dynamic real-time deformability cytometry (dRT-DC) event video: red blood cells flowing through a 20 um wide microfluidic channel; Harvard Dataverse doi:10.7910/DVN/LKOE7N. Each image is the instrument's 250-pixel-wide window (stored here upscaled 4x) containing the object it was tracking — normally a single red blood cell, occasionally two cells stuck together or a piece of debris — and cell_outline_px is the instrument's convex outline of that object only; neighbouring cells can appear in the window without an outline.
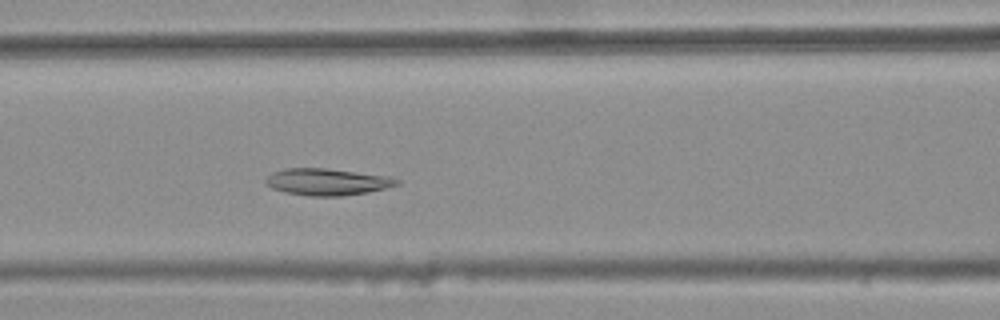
{"species": "common noctule bat (a hibernating species)", "species_latin": "Nyctalus noctula", "temperature_condition": "warm", "stored_images_in_passage": 39, "camera_frame_rate_fps": 3000, "um_per_image_px": 0.085, "animal": {"sex": "female", "body_mass_g": 25.1}, "frame": {"image": 1, "passage_image": 20, "time_ms": 6.333, "image_size_px": [1000, 320], "cell_outline_px": [[400, 184], [368, 192], [344, 196], [308, 196], [284, 192], [272, 188], [264, 180], [272, 172], [284, 168], [324, 168], [392, 176], [400, 180]], "centroid_in_image_um": [27.83, 15.46], "position_along_channel_um": 138.8, "area_um2": 20.58}}
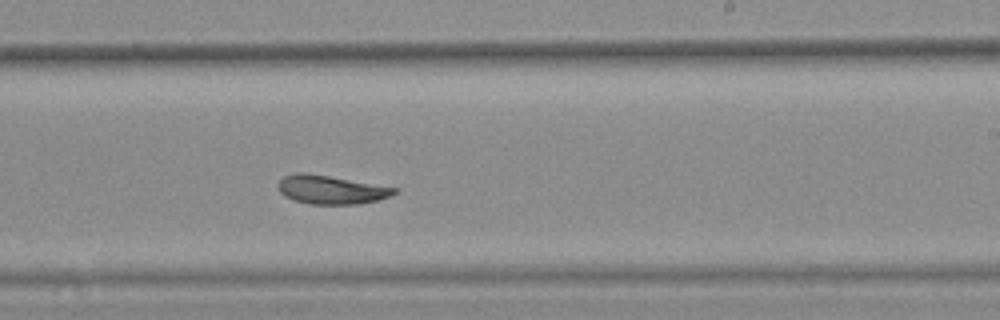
{"frame": {"image": 2, "passage_image": 30, "time_ms": 9.667, "image_size_px": [1000, 320], "cell_outline_px": [[400, 188], [392, 196], [380, 200], [360, 204], [308, 204], [292, 200], [284, 196], [280, 192], [276, 184], [284, 176], [296, 172], [304, 172]], "centroid_in_image_um": [28.14, 16.13], "position_along_channel_um": 260.9, "area_um2": 19.65}}
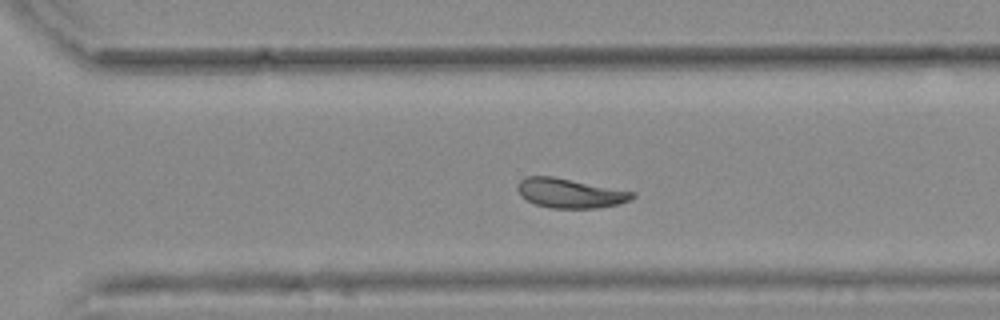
{"frame": {"image": 3, "passage_image": 35, "time_ms": 11.333, "image_size_px": [1000, 320], "cell_outline_px": [[636, 196], [620, 204], [596, 208], [552, 208], [536, 204], [520, 196], [516, 188], [516, 184], [524, 176], [552, 176], [636, 192]], "centroid_in_image_um": [48.43, 16.41], "position_along_channel_um": 322.2, "area_um2": 19.77}, "authors_computed_cell_mechanics": {"area_um2": 20.3456, "velocity_mm_per_s": 3.6744, "shape_relaxation_time_tau1_ms": null, "shape_relaxation_time_tau2_ms": 2.8906, "deformation_change_tau1": null, "deformation_change_tau2": 0.069}}